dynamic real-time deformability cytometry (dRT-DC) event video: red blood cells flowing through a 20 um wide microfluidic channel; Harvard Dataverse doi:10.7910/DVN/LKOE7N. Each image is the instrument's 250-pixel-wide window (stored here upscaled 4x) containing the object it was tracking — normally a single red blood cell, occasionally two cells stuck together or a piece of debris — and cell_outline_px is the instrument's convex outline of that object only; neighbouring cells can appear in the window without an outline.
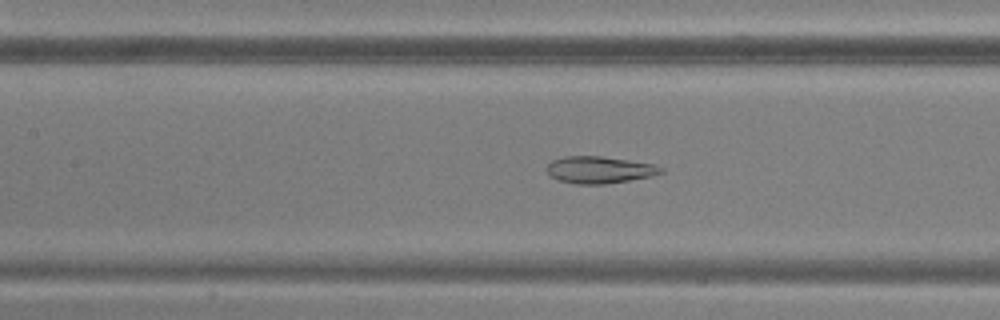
{"species": "common noctule bat (a hibernating species)", "species_latin": "Nyctalus noctula", "temperature_condition": "warm", "stored_images_in_passage": 50, "camera_frame_rate_fps": 3000, "um_per_image_px": 0.085, "animal": {"sex": "male", "body_mass_g": 20.5, "forearm_length_mm": 52.5}, "frame": {"image": 1, "passage_image": 23, "time_ms": 7.333, "image_size_px": [1000, 320], "cell_outline_px": [[664, 172], [652, 176], [604, 184], [576, 184], [560, 180], [548, 176], [544, 168], [552, 160], [564, 156], [600, 156], [652, 164], [664, 168]], "centroid_in_image_um": [50.89, 14.43], "position_along_channel_um": 156.5, "area_um2": 17.92}}
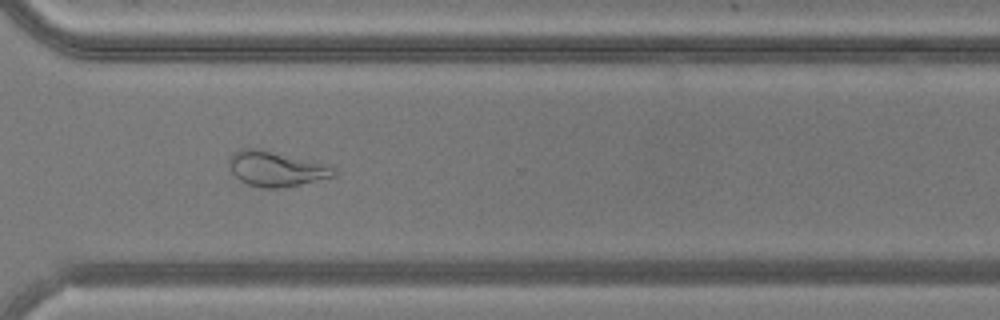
{"frame": {"image": 2, "passage_image": 37, "time_ms": 12.0, "image_size_px": [1000, 320], "cell_outline_px": [[336, 176], [300, 184], [280, 188], [264, 188], [248, 184], [240, 180], [228, 168], [228, 156], [240, 148], [256, 148], [332, 164], [336, 168]], "centroid_in_image_um": [23.49, 14.33], "position_along_channel_um": 347.1, "area_um2": 21.79}}
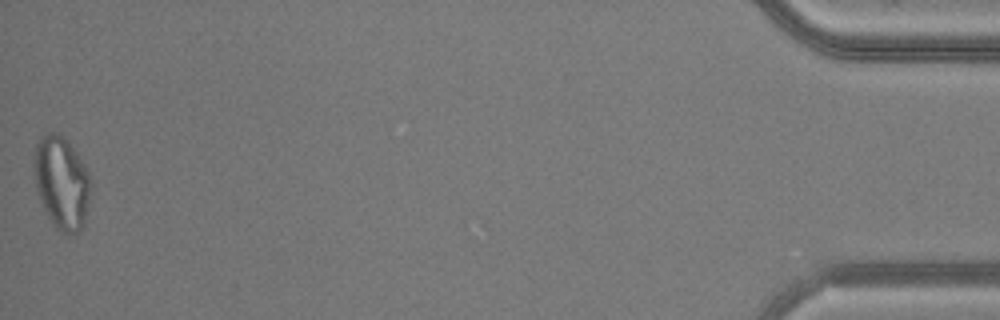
{"frame": {"image": 3, "passage_image": 50, "time_ms": 16.333, "image_size_px": [1000, 320], "cell_outline_px": [[92, 184], [84, 224], [76, 232], [64, 232], [56, 228], [48, 216], [36, 192], [32, 164], [32, 160], [36, 144], [40, 136], [48, 132], [60, 132], [68, 140], [84, 164], [88, 172]], "centroid_in_image_um": [5.21, 15.45], "position_along_channel_um": 430.0, "area_um2": 30.98}}